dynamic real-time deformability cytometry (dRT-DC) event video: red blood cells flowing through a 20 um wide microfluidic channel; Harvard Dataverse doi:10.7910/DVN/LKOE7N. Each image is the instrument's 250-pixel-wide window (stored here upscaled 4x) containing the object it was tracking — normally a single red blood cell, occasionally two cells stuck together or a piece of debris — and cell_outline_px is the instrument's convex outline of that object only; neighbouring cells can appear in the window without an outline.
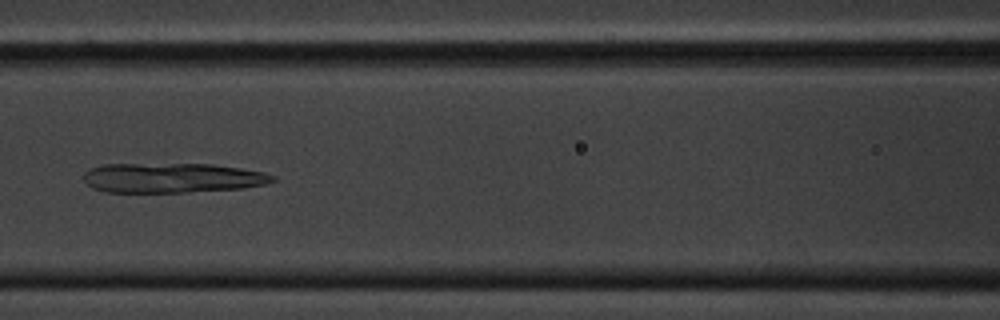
{"species": "common noctule bat (a hibernating species)", "species_latin": "Nyctalus noctula", "temperature_condition": "cold", "stored_images_in_passage": 55, "camera_frame_rate_fps": 3000, "um_per_image_px": 0.085, "animal": {"sex": "male", "body_mass_g": 20.1, "forearm_length_mm": 53.5}, "frame": {"image": 1, "passage_image": 22, "time_ms": 7.0, "image_size_px": [1000, 320], "cell_outline_px": [[276, 180], [264, 184], [244, 188], [184, 192], [104, 192], [92, 188], [84, 180], [84, 172], [92, 168], [104, 164], [212, 164], [240, 168], [264, 172], [276, 176]], "centroid_in_image_um": [14.64, 15.12], "position_along_channel_um": 152.0, "area_um2": 32.77}}
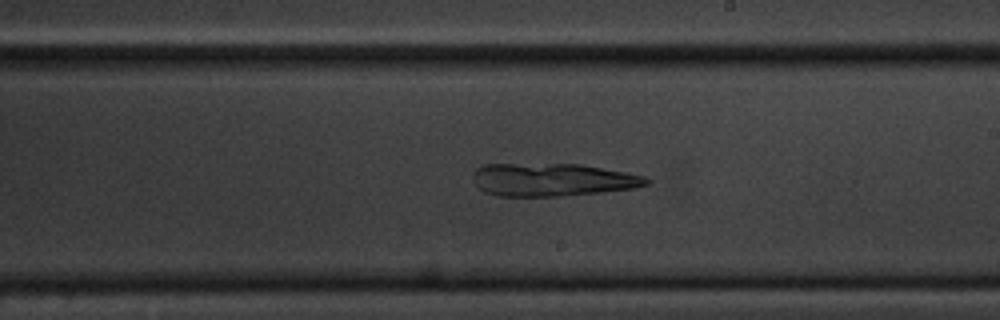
{"frame": {"image": 2, "passage_image": 30, "time_ms": 9.667, "image_size_px": [1000, 320], "cell_outline_px": [[652, 180], [648, 184], [632, 188], [600, 192], [560, 196], [500, 196], [484, 192], [476, 184], [472, 176], [476, 168], [484, 164], [580, 164], [628, 172], [644, 176]], "centroid_in_image_um": [46.96, 15.27], "position_along_channel_um": 242.0, "area_um2": 33.23}}